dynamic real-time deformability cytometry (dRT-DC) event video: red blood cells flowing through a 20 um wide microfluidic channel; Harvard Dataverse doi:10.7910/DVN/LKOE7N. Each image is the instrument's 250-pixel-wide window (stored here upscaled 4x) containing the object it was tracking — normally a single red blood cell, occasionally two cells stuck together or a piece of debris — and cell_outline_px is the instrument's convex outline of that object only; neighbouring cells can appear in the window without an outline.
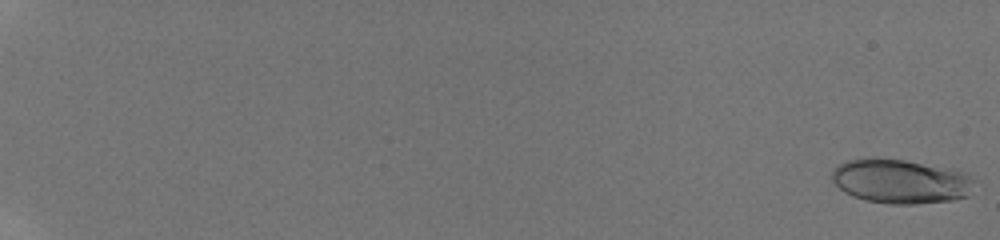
{"species": "human", "species_latin": "Homo sapiens", "temperature_condition": "room temperature", "stored_images_in_passage": 62, "camera_frame_rate_fps": 3000, "um_per_image_px": 0.085, "donor": {"sex": "male"}, "frame": {"image": 1, "passage_image": 1, "time_ms": 0.0, "image_size_px": [1000, 240], "cell_outline_px": [[976, 180], [968, 196], [952, 200], [916, 204], [888, 204], [864, 200], [852, 196], [844, 192], [832, 180], [832, 168], [836, 164], [848, 160], [876, 156], [904, 160], [956, 168], [968, 172]], "centroid_in_image_um": [76.58, 15.38], "position_along_channel_um": 8.4, "area_um2": 37.8}}
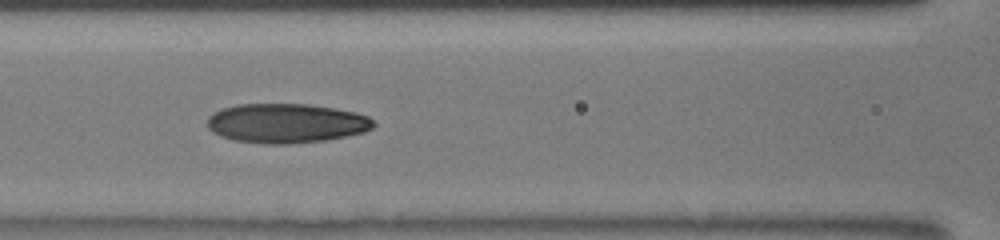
{"frame": {"image": 2, "passage_image": 34, "time_ms": 9.333, "image_size_px": [1000, 240], "cell_outline_px": [[376, 124], [372, 128], [364, 132], [328, 140], [288, 144], [264, 144], [232, 140], [220, 136], [212, 132], [208, 128], [208, 116], [220, 108], [236, 104], [312, 104], [336, 108], [356, 112], [368, 116]], "centroid_in_image_um": [24.32, 10.47], "position_along_channel_um": 142.3, "area_um2": 38.67}}
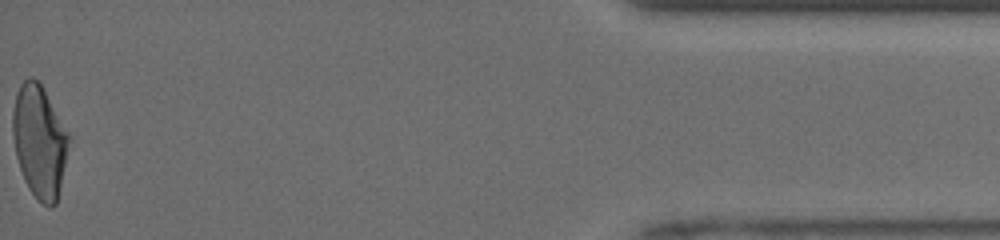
{"frame": {"image": 3, "passage_image": 62, "time_ms": 18.0, "image_size_px": [1000, 240], "cell_outline_px": [[72, 140], [56, 204], [52, 208], [48, 208], [28, 188], [24, 180], [16, 156], [12, 132], [12, 112], [16, 92], [20, 84], [28, 76], [32, 76], [40, 84], [72, 136]], "centroid_in_image_um": [3.38, 12.01], "position_along_channel_um": 431.8, "area_um2": 37.28}, "authors_computed_cell_mechanics": {"area_um2": 36.4718, "velocity_mm_per_s": 4.122, "shape_relaxation_time_tau1_ms": 4.8445, "shape_relaxation_time_tau2_ms": 1.6988, "deformation_change_tau1": 0.1834, "deformation_change_tau2": 0.0817}}